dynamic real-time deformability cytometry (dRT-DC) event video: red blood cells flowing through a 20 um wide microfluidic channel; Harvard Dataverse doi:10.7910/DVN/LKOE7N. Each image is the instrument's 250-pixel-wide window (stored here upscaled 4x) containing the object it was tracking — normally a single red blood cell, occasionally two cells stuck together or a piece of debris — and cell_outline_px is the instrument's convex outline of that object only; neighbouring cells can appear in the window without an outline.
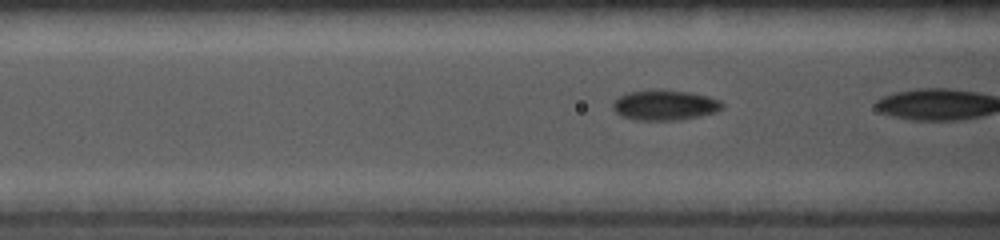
{"species": "common noctule bat (a hibernating species)", "species_latin": "Nyctalus noctula", "temperature_condition": "cold", "stored_images_in_passage": 28, "camera_frame_rate_fps": 5000, "um_per_image_px": 0.085, "animal": {"sex": "female", "body_mass_g": 19.0, "forearm_length_mm": 56.7}, "frame": {"image": 1, "passage_image": 5, "time_ms": 1.2, "image_size_px": [1000, 240], "cell_outline_px": [[724, 108], [716, 112], [676, 120], [636, 120], [620, 116], [612, 108], [612, 104], [620, 96], [628, 92], [692, 92], [708, 96], [720, 100], [724, 104]], "centroid_in_image_um": [56.53, 8.97], "position_along_channel_um": 110.1, "area_um2": 18.61}}